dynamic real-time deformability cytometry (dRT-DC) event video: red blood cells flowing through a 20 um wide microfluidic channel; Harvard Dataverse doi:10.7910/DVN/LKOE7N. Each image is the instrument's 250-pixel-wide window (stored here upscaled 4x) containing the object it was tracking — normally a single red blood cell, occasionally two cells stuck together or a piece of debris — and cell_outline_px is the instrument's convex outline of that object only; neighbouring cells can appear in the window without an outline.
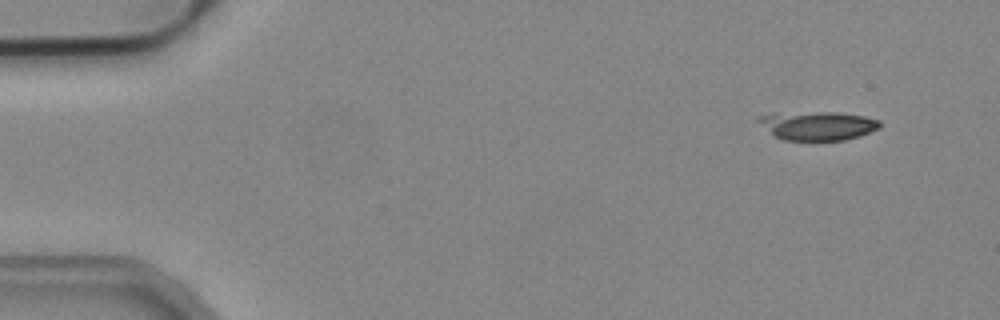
{"species": "common noctule bat (a hibernating species)", "species_latin": "Nyctalus noctula", "temperature_condition": "cold", "stored_images_in_passage": 9, "camera_frame_rate_fps": 3000, "um_per_image_px": 0.085, "animal": {"sex": "male", "body_mass_g": 19.2, "forearm_length_mm": 51.8}, "frame": {"image": 1, "passage_image": 1, "time_ms": 0.0, "image_size_px": [1000, 320], "cell_outline_px": [[880, 128], [860, 136], [844, 140], [784, 140], [776, 136], [756, 120], [756, 116], [820, 112], [832, 112], [864, 116], [880, 120]], "centroid_in_image_um": [69.58, 10.7], "position_along_channel_um": 15.4, "area_um2": 19.77}}